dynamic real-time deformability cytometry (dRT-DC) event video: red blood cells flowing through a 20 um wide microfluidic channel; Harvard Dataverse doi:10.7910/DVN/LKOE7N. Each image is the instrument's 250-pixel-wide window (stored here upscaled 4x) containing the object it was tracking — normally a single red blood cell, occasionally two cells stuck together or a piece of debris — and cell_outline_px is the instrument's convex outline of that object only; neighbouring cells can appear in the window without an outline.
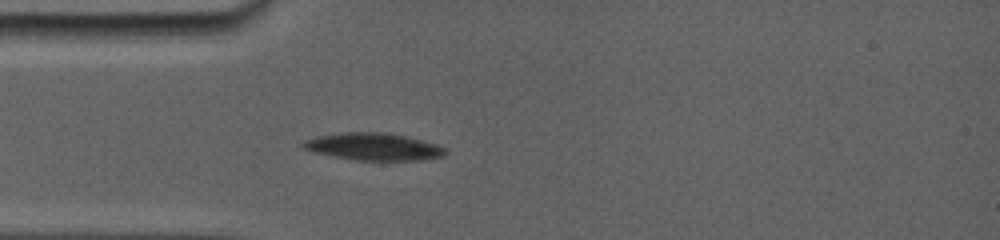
{"species": "common noctule bat (a hibernating species)", "species_latin": "Nyctalus noctula", "temperature_condition": "room temperature", "stored_images_in_passage": 30, "camera_frame_rate_fps": 5000, "um_per_image_px": 0.085, "animal": {"sex": "female", "body_mass_g": 19.0, "forearm_length_mm": 56.7}, "frame": {"image": 1, "passage_image": 3, "time_ms": 0.6, "image_size_px": [1000, 240], "cell_outline_px": [[444, 152], [440, 156], [420, 160], [356, 160], [316, 152], [304, 148], [304, 144], [308, 140], [324, 136], [352, 132], [364, 132], [400, 136], [432, 144], [444, 148]], "centroid_in_image_um": [31.74, 12.5], "position_along_channel_um": 53.3, "area_um2": 20.87}}
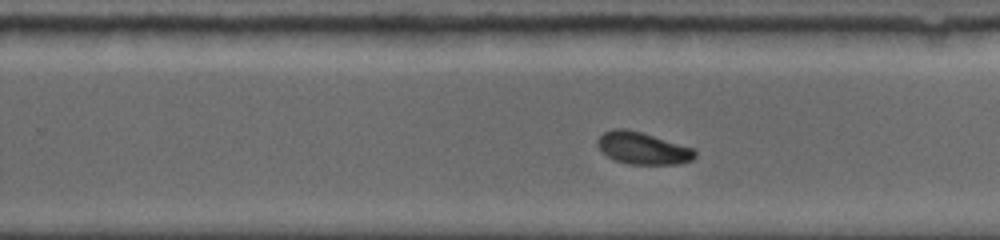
{"frame": {"image": 2, "passage_image": 18, "time_ms": 5.4, "image_size_px": [1000, 240], "cell_outline_px": [[696, 156], [692, 160], [680, 164], [628, 164], [616, 160], [608, 156], [596, 144], [596, 140], [604, 132], [612, 128], [624, 128], [640, 132], [696, 148]], "centroid_in_image_um": [54.66, 12.59], "position_along_channel_um": 275.1, "area_um2": 18.26}}
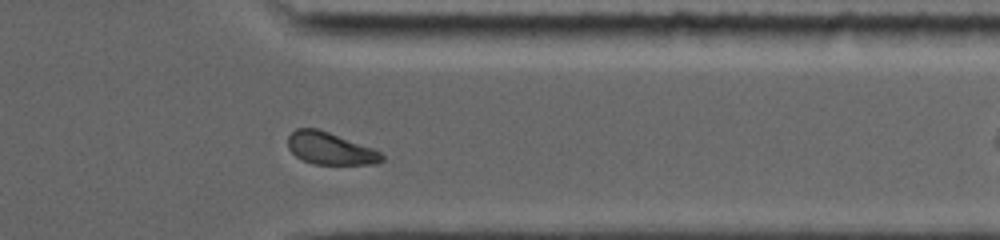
{"frame": {"image": 3, "passage_image": 26, "time_ms": 8.2, "image_size_px": [1000, 240], "cell_outline_px": [[384, 160], [376, 164], [312, 164], [296, 156], [288, 148], [288, 136], [296, 128], [316, 128], [328, 132], [372, 148], [380, 152], [384, 156]], "centroid_in_image_um": [28.06, 12.63], "position_along_channel_um": 383.3, "area_um2": 17.46}, "authors_computed_cell_mechanics": {"area_um2": 18.3515, "velocity_mm_per_s": 3.821, "shape_relaxation_time_tau1_ms": 4.0008, "shape_relaxation_time_tau2_ms": null, "deformation_change_tau1": 0.1003, "deformation_change_tau2": null}}